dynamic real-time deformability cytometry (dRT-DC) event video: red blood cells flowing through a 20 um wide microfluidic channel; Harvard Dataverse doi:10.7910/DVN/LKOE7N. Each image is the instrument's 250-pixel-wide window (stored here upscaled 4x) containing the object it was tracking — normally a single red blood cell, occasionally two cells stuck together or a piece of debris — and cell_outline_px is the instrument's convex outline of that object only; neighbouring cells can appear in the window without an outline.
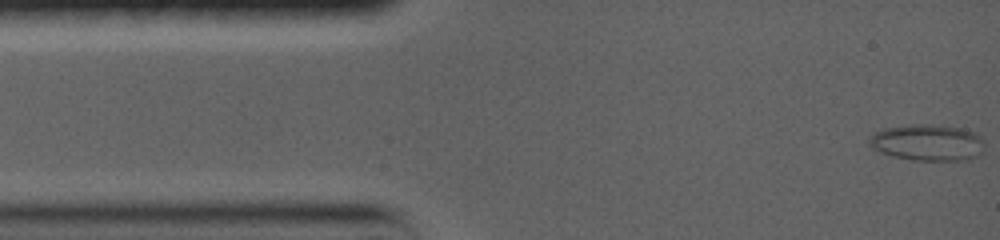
{"species": "common noctule bat (a hibernating species)", "species_latin": "Nyctalus noctula", "temperature_condition": "warm", "stored_images_in_passage": 34, "camera_frame_rate_fps": 5000, "um_per_image_px": 0.085, "animal": {"sex": "female", "body_mass_g": 19.0, "forearm_length_mm": 56.7}, "frame": {"image": 1, "passage_image": 1, "time_ms": 0.0, "image_size_px": [1000, 240], "cell_outline_px": [[984, 140], [980, 152], [976, 156], [968, 160], [912, 160], [880, 152], [868, 144], [868, 136], [884, 128], [908, 124], [932, 124], [960, 128], [972, 132], [980, 136]], "centroid_in_image_um": [78.8, 12.1], "position_along_channel_um": 6.2, "area_um2": 24.33}}
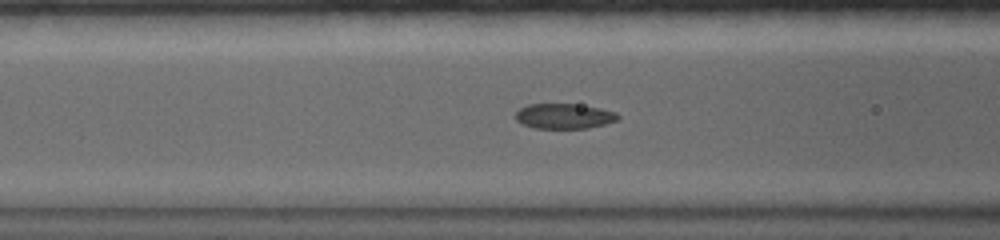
{"frame": {"image": 2, "passage_image": 21, "time_ms": 5.2, "image_size_px": [1000, 240], "cell_outline_px": [[620, 116], [616, 120], [604, 124], [588, 128], [536, 128], [520, 124], [516, 120], [516, 112], [520, 108], [528, 104], [576, 104], [600, 108], [616, 112]], "centroid_in_image_um": [47.93, 9.87], "position_along_channel_um": 118.7, "area_um2": 14.97}}
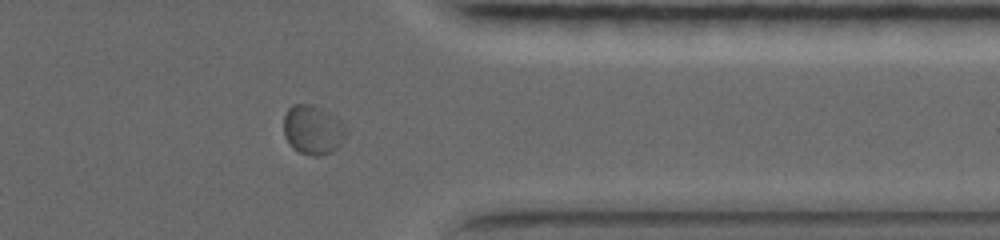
{"frame": {"image": 3, "passage_image": 34, "time_ms": 12.6, "image_size_px": [1000, 240], "cell_outline_px": [[328, 152], [300, 152], [288, 140], [284, 132], [284, 116], [288, 108], [296, 104], [308, 104], [312, 108]], "centroid_in_image_um": [25.81, 10.99], "position_along_channel_um": 385.6, "area_um2": 10.87}}